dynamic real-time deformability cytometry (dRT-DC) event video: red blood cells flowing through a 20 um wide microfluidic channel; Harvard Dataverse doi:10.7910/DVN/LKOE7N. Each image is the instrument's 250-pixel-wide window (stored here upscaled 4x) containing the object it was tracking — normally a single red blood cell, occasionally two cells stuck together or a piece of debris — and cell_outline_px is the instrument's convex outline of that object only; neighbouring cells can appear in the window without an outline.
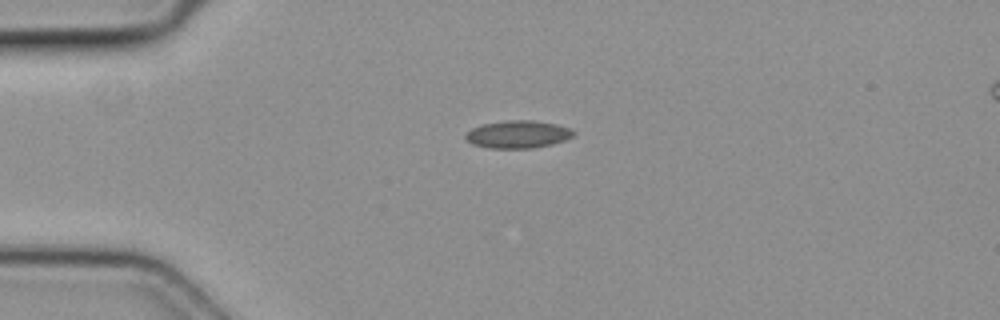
{"species": "common noctule bat (a hibernating species)", "species_latin": "Nyctalus noctula", "temperature_condition": "cold", "stored_images_in_passage": 4, "camera_frame_rate_fps": 3000, "um_per_image_px": 0.085, "animal": {"sex": "female", "body_mass_g": 19.3, "forearm_length_mm": 54.1}, "frame": {"image": 1, "passage_image": 1, "time_ms": 0.0, "image_size_px": [1000, 320], "cell_outline_px": [[576, 132], [572, 136], [564, 140], [552, 144], [532, 148], [488, 148], [472, 144], [464, 140], [464, 136], [472, 128], [484, 124], [508, 120], [536, 120], [556, 124], [572, 128]], "centroid_in_image_um": [44.02, 11.42], "position_along_channel_um": 41.0, "area_um2": 17.46}}
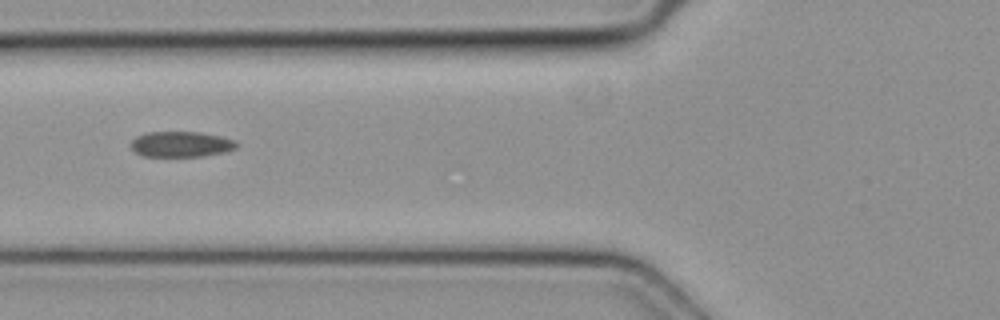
{"frame": {"image": 2, "passage_image": 3, "time_ms": 0.667, "image_size_px": [1000, 320], "cell_outline_px": [[240, 144], [236, 148], [224, 152], [204, 156], [144, 156], [136, 152], [132, 148], [132, 140], [136, 136], [148, 132], [200, 132], [220, 136], [236, 140]], "centroid_in_image_um": [15.44, 12.25], "position_along_channel_um": 110.4, "area_um2": 15.72}}